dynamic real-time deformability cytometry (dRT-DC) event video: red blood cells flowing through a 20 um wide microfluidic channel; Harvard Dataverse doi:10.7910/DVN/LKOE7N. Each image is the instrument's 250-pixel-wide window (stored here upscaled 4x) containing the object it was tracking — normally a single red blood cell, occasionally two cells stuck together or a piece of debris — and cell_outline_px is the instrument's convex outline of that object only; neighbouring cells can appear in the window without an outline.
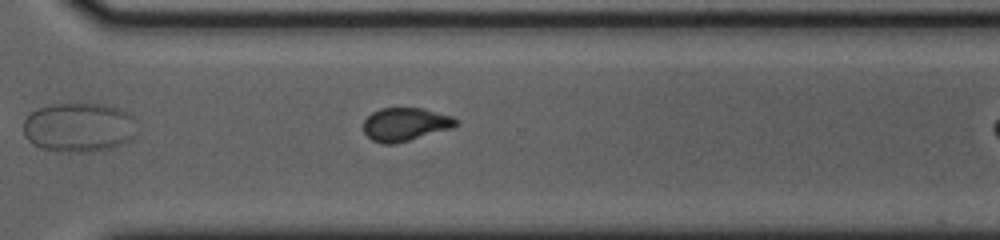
{"species": "common noctule bat (a hibernating species)", "species_latin": "Nyctalus noctula", "temperature_condition": "cold", "stored_images_in_passage": 22, "camera_frame_rate_fps": 3000, "um_per_image_px": 0.085, "animal": {"sex": "female", "body_mass_g": 23.0, "forearm_length_mm": 53.4}, "frame": {"image": 1, "passage_image": 21, "time_ms": 6.667, "image_size_px": [1000, 240], "cell_outline_px": [[460, 124], [452, 128], [408, 140], [392, 144], [384, 144], [372, 140], [364, 132], [364, 120], [372, 112], [380, 108], [424, 108], [452, 116], [460, 120]], "centroid_in_image_um": [34.48, 10.55], "position_along_channel_um": 336.1, "area_um2": 17.92}}